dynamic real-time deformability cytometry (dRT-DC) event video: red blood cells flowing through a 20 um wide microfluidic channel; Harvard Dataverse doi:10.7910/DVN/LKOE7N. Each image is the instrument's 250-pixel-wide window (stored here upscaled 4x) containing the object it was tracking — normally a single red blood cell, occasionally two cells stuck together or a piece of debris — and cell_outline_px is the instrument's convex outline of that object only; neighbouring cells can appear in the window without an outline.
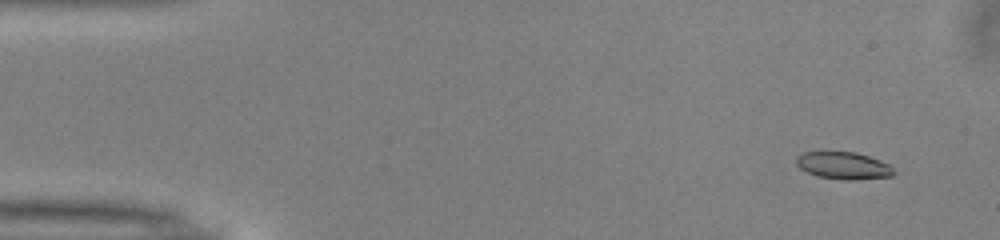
{"species": "common noctule bat (a hibernating species)", "species_latin": "Nyctalus noctula", "temperature_condition": "warm", "stored_images_in_passage": 51, "camera_frame_rate_fps": 3000, "um_per_image_px": 0.085, "animal": {"sex": "male", "body_mass_g": 13.0, "forearm_length_mm": 53.1}, "frame": {"image": 1, "passage_image": 4, "time_ms": 1.0, "image_size_px": [1000, 240], "cell_outline_px": [[896, 172], [892, 176], [856, 180], [840, 180], [816, 176], [800, 168], [796, 164], [796, 156], [804, 152], [856, 152], [880, 160], [888, 164]], "centroid_in_image_um": [71.69, 14.08], "position_along_channel_um": 13.3, "area_um2": 15.55}}
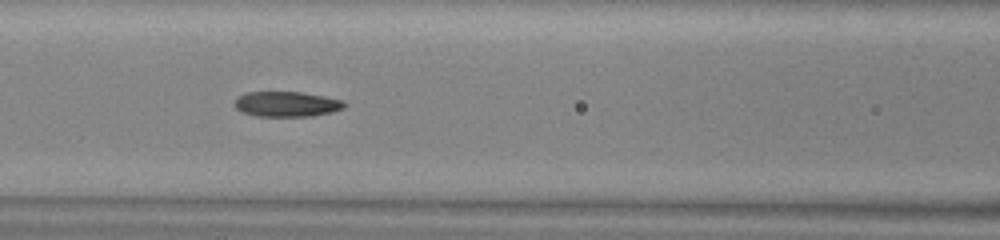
{"frame": {"image": 2, "passage_image": 22, "time_ms": 7.0, "image_size_px": [1000, 240], "cell_outline_px": [[348, 104], [344, 108], [332, 112], [308, 116], [256, 116], [240, 112], [236, 108], [236, 96], [244, 92], [300, 92], [324, 96], [344, 100]], "centroid_in_image_um": [24.37, 8.84], "position_along_channel_um": 142.2, "area_um2": 16.24}}
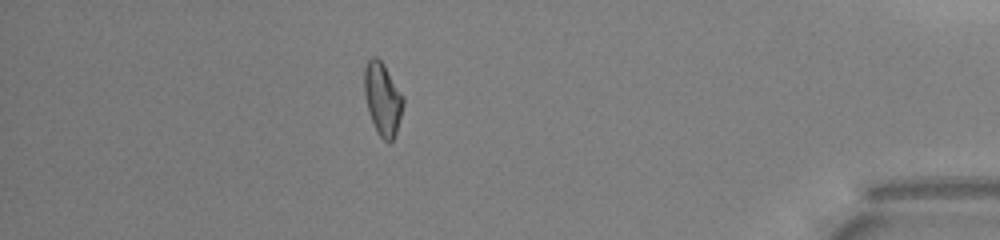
{"frame": {"image": 3, "passage_image": 45, "time_ms": 14.667, "image_size_px": [1000, 240], "cell_outline_px": [[404, 104], [396, 132], [392, 140], [388, 144], [380, 136], [368, 112], [364, 92], [364, 68], [368, 60], [372, 56], [376, 56], [384, 64], [404, 96]], "centroid_in_image_um": [32.52, 8.38], "position_along_channel_um": 402.7, "area_um2": 16.47}, "authors_computed_cell_mechanics": {"area_um2": 16.5308, "velocity_mm_per_s": 4.0343, "shape_relaxation_time_tau1_ms": 7.513, "shape_relaxation_time_tau2_ms": 3.0068, "deformation_change_tau1": 0.1921, "deformation_change_tau2": 0.1069}}